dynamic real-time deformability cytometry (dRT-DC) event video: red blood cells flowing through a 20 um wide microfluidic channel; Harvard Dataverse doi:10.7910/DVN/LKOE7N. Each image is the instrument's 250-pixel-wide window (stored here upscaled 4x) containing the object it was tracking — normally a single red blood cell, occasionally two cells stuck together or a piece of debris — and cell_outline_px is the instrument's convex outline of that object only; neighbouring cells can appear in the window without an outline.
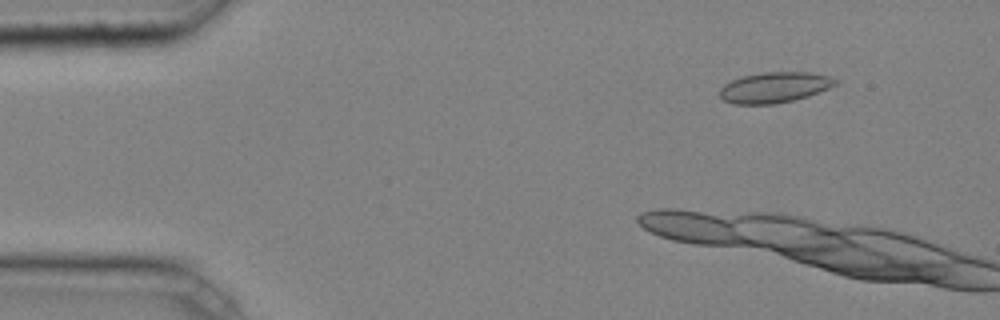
{"species": "common noctule bat (a hibernating species)", "species_latin": "Nyctalus noctula", "temperature_condition": "cold", "stored_images_in_passage": 6, "camera_frame_rate_fps": 3000, "um_per_image_px": 0.085, "animal": {"sex": "male", "body_mass_g": 20.4}, "frame": {"image": 1, "passage_image": 2, "time_ms": 0.333, "image_size_px": [1000, 320], "cell_outline_px": [[840, 80], [836, 84], [828, 88], [808, 96], [792, 100], [772, 104], [732, 104], [724, 100], [720, 96], [720, 88], [724, 84], [732, 80], [744, 76], [764, 72], [808, 72], [832, 76]], "centroid_in_image_um": [65.85, 7.42], "position_along_channel_um": 19.2, "area_um2": 20.58}}
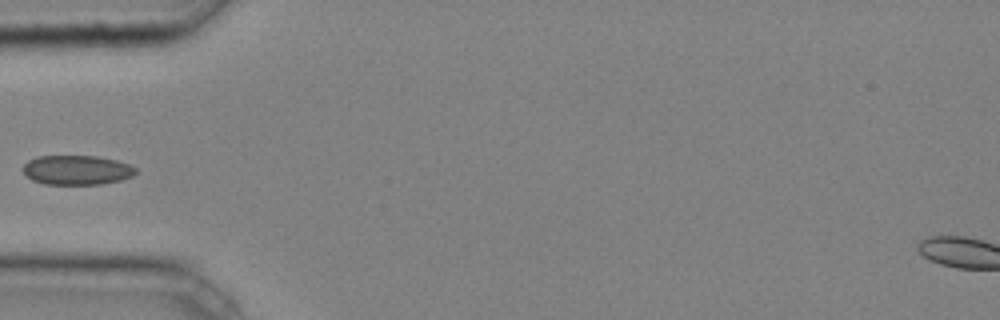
{"frame": {"image": 2, "passage_image": 6, "time_ms": 1.667, "image_size_px": [1000, 320], "cell_outline_px": [[136, 172], [132, 176], [120, 180], [100, 184], [44, 184], [32, 180], [20, 168], [28, 160], [36, 156], [96, 156], [116, 160], [128, 164], [136, 168]], "centroid_in_image_um": [6.49, 14.45], "position_along_channel_um": 78.5, "area_um2": 19.36}}